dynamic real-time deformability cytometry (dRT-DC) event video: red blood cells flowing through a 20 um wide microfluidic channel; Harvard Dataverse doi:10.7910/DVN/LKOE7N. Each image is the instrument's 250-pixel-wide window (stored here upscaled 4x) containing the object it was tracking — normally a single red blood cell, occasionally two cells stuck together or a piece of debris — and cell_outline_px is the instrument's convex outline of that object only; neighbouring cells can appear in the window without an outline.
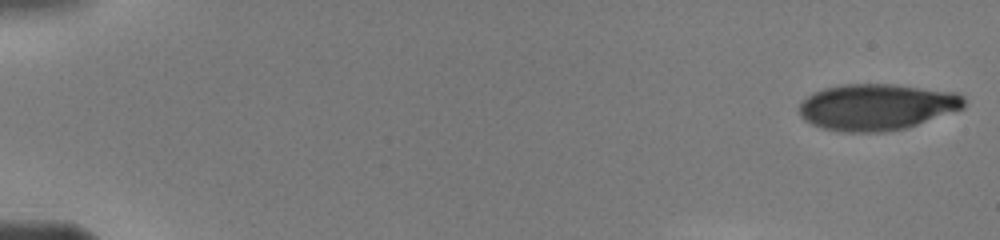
{"species": "human", "species_latin": "Homo sapiens", "temperature_condition": "warm", "stored_images_in_passage": 21, "camera_frame_rate_fps": 3000, "um_per_image_px": 0.085, "donor": {"sex": "male"}, "frame": {"image": 1, "passage_image": 1, "time_ms": 0.0, "image_size_px": [1000, 240], "cell_outline_px": [[964, 108], [908, 128], [884, 132], [840, 132], [820, 128], [804, 120], [800, 116], [800, 104], [812, 92], [824, 88], [844, 84], [892, 84], [956, 92], [964, 96]], "centroid_in_image_um": [74.52, 9.1], "position_along_channel_um": 10.5, "area_um2": 44.8}}
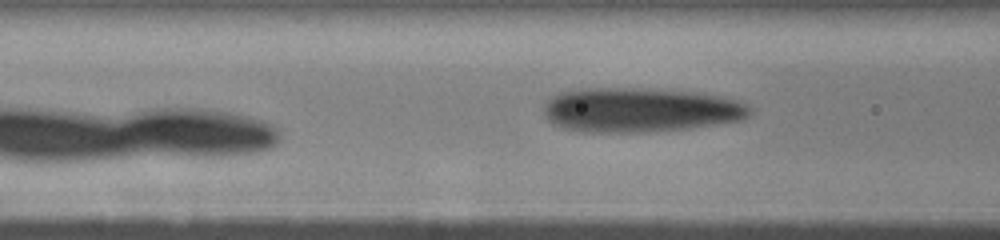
{"frame": {"image": 2, "passage_image": 21, "time_ms": 6.667, "image_size_px": [1000, 240], "cell_outline_px": [[752, 112], [748, 116], [740, 120], [692, 128], [648, 132], [580, 132], [560, 128], [552, 124], [544, 116], [544, 104], [552, 96], [560, 92], [580, 88], [640, 88], [692, 92], [724, 96], [736, 100], [752, 108]], "centroid_in_image_um": [54.36, 9.35], "position_along_channel_um": 112.2, "area_um2": 53.87}}